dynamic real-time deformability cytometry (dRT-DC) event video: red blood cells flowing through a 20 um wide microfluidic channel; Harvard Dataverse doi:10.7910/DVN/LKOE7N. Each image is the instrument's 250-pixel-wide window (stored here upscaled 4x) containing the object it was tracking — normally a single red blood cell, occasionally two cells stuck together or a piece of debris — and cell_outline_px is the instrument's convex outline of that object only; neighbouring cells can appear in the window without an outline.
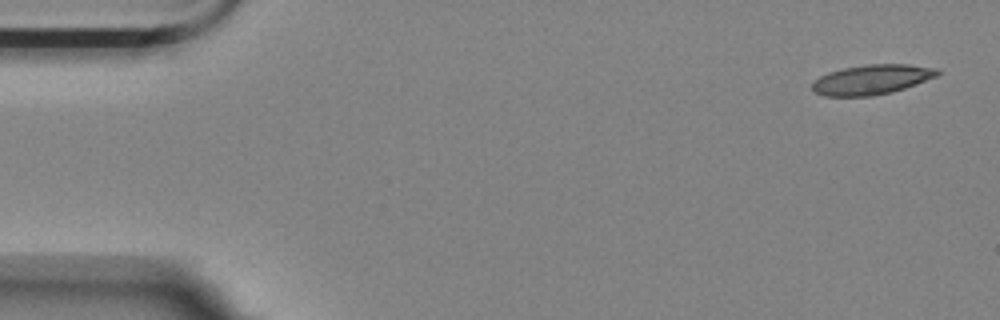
{"species": "Egyptian fruit bat (a non-hibernating species)", "species_latin": "Rousettus aegyptiacus", "temperature_condition": "room temperature", "stored_images_in_passage": 49, "camera_frame_rate_fps": 3000, "um_per_image_px": 0.085, "animal": {"sex": "female"}, "frame": {"image": 1, "passage_image": 1, "time_ms": 0.0, "image_size_px": [1000, 320], "cell_outline_px": [[940, 72], [936, 76], [916, 84], [892, 92], [872, 96], [824, 96], [812, 92], [812, 84], [820, 76], [828, 72], [844, 68], [868, 64], [908, 64], [936, 68]], "centroid_in_image_um": [74.07, 6.77], "position_along_channel_um": 10.9, "area_um2": 21.68}}
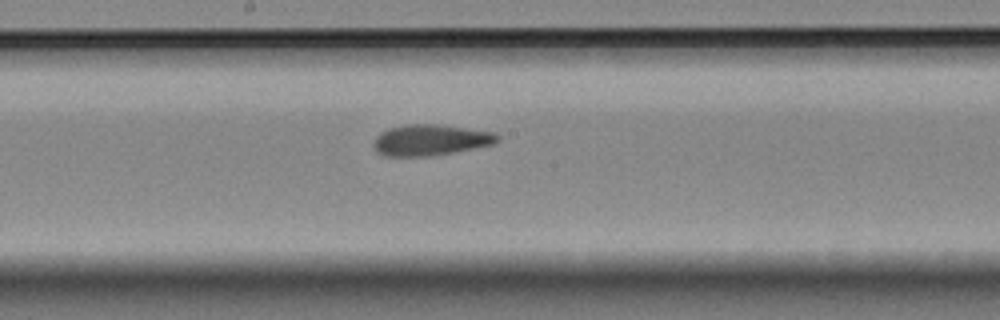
{"frame": {"image": 2, "passage_image": 28, "time_ms": 9.0, "image_size_px": [1000, 320], "cell_outline_px": [[500, 140], [496, 144], [432, 156], [384, 156], [376, 152], [372, 144], [372, 140], [380, 132], [388, 128], [408, 124], [436, 124], [496, 132], [500, 136]], "centroid_in_image_um": [36.59, 11.9], "position_along_channel_um": 211.6, "area_um2": 22.72}}
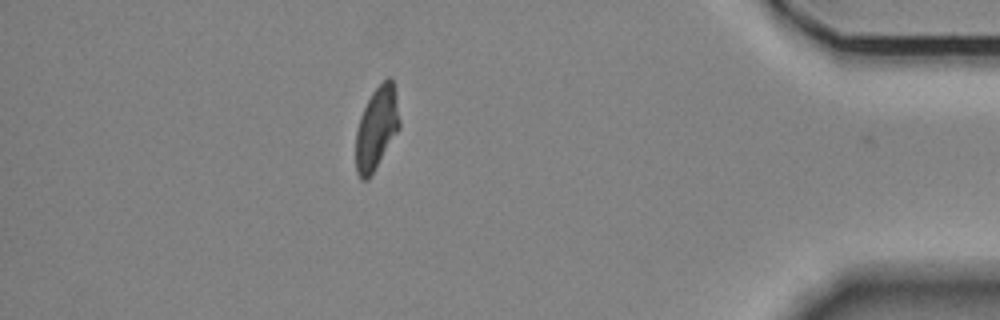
{"frame": {"image": 3, "passage_image": 48, "time_ms": 15.667, "image_size_px": [1000, 320], "cell_outline_px": [[400, 128], [368, 180], [360, 180], [356, 172], [356, 132], [360, 116], [372, 92], [388, 76], [392, 76], [396, 92], [400, 120]], "centroid_in_image_um": [32.02, 10.88], "position_along_channel_um": 403.2, "area_um2": 21.1}, "authors_computed_cell_mechanics": {"area_um2": 22.0796, "velocity_mm_per_s": 3.528, "shape_relaxation_time_tau1_ms": 5.9064, "shape_relaxation_time_tau2_ms": 2.4982, "deformation_change_tau1": 0.1822, "deformation_change_tau2": 0.1099}}